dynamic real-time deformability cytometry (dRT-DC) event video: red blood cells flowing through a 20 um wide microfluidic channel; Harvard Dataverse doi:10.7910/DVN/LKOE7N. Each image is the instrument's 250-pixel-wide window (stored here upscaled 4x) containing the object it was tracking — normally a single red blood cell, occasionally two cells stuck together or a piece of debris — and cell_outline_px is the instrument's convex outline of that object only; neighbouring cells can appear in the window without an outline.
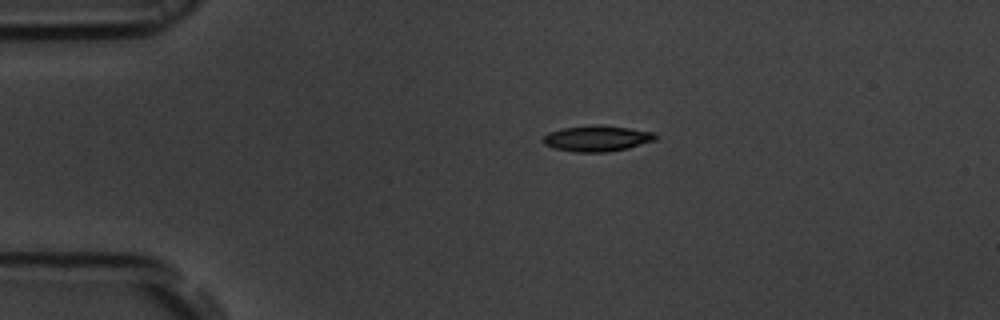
{"species": "common noctule bat (a hibernating species)", "species_latin": "Nyctalus noctula", "temperature_condition": "room temperature", "stored_images_in_passage": 43, "camera_frame_rate_fps": 3000, "um_per_image_px": 0.085, "animal": {"sex": "male", "body_mass_g": 19.5, "forearm_length_mm": 54.6}, "frame": {"image": 1, "passage_image": 1, "time_ms": 0.0, "image_size_px": [1000, 320], "cell_outline_px": [[660, 136], [656, 140], [628, 148], [608, 152], [576, 152], [552, 148], [544, 144], [540, 140], [548, 132], [564, 128], [592, 124], [600, 124], [656, 132]], "centroid_in_image_um": [50.76, 11.76], "position_along_channel_um": 34.2, "area_um2": 17.28}}
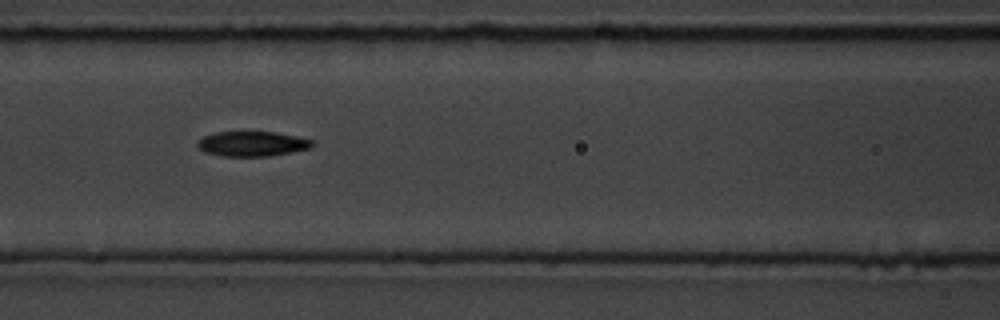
{"frame": {"image": 2, "passage_image": 13, "time_ms": 4.0, "image_size_px": [1000, 320], "cell_outline_px": [[316, 144], [312, 148], [268, 156], [220, 156], [204, 152], [196, 144], [204, 136], [216, 132], [272, 132], [296, 136], [312, 140]], "centroid_in_image_um": [21.45, 12.23], "position_along_channel_um": 145.1, "area_um2": 16.59}}
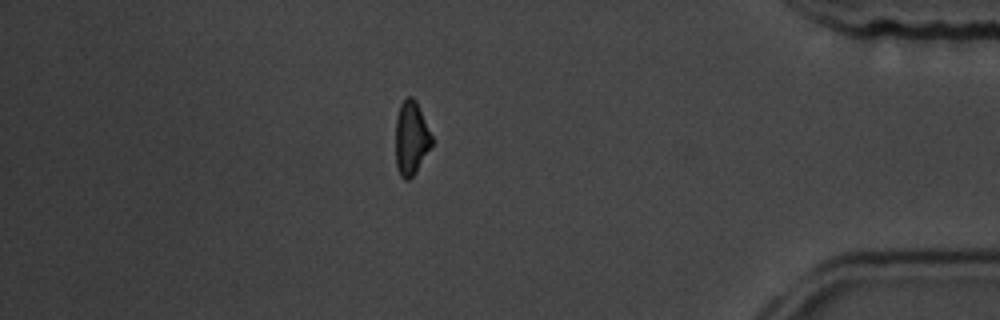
{"frame": {"image": 3, "passage_image": 36, "time_ms": 11.667, "image_size_px": [1000, 320], "cell_outline_px": [[432, 144], [416, 172], [408, 180], [404, 180], [400, 176], [396, 168], [396, 116], [400, 104], [408, 96], [412, 96], [416, 100], [432, 136]], "centroid_in_image_um": [34.93, 11.75], "position_along_channel_um": 400.3, "area_um2": 15.55}, "authors_computed_cell_mechanics": {"area_um2": 16.4152, "velocity_mm_per_s": 3.8289, "shape_relaxation_time_tau1_ms": 3.6903, "shape_relaxation_time_tau2_ms": 5.9313, "deformation_change_tau1": 0.1244, "deformation_change_tau2": 0.1418}}